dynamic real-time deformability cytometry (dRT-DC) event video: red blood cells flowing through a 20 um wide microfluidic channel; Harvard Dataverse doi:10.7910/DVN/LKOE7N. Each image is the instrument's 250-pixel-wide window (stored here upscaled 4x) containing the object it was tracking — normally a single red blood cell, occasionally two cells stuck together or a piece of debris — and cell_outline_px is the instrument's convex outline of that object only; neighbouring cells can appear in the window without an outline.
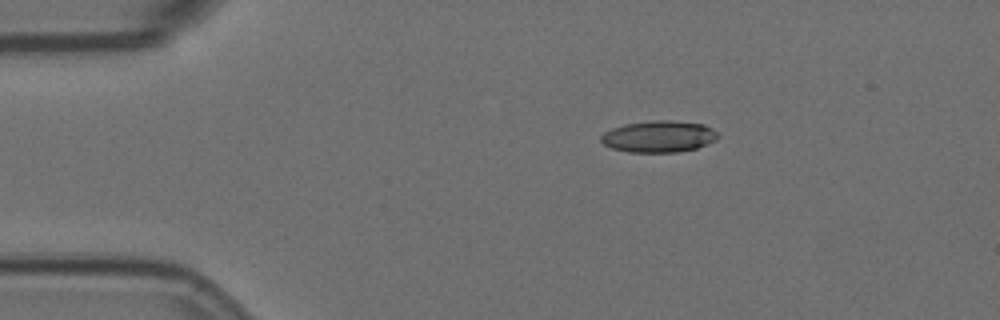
{"species": "Egyptian fruit bat (a non-hibernating species)", "species_latin": "Rousettus aegyptiacus", "temperature_condition": "room temperature", "stored_images_in_passage": 7, "camera_frame_rate_fps": 3000, "um_per_image_px": 0.085, "animal": {"sex": "female"}, "frame": {"image": 1, "passage_image": 4, "time_ms": 1.0, "image_size_px": [1000, 320], "cell_outline_px": [[716, 140], [696, 148], [676, 152], [628, 152], [612, 148], [604, 144], [600, 140], [600, 136], [604, 132], [612, 128], [624, 124], [652, 120], [672, 120], [704, 124], [712, 128], [716, 132]], "centroid_in_image_um": [55.97, 11.59], "position_along_channel_um": 29.0, "area_um2": 21.5}}
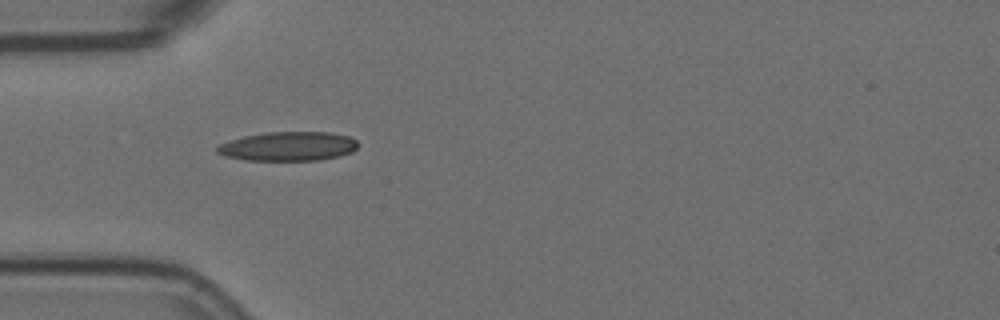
{"frame": {"image": 2, "passage_image": 6, "time_ms": 1.667, "image_size_px": [1000, 320], "cell_outline_px": [[356, 148], [352, 152], [340, 156], [320, 160], [248, 160], [224, 156], [216, 152], [216, 148], [220, 144], [228, 140], [244, 136], [268, 132], [328, 132], [348, 136], [356, 140]], "centroid_in_image_um": [24.48, 12.44], "position_along_channel_um": 60.5, "area_um2": 23.87}}
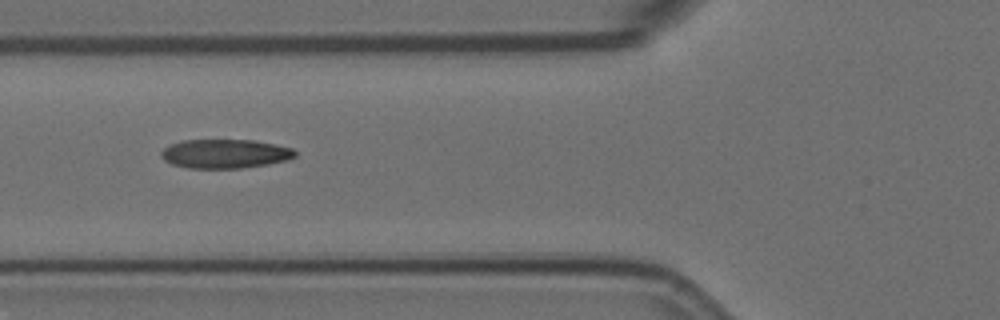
{"frame": {"image": 3, "passage_image": 7, "time_ms": 2.0, "image_size_px": [1000, 320], "cell_outline_px": [[296, 156], [288, 160], [268, 164], [240, 168], [188, 168], [172, 164], [164, 160], [160, 156], [160, 152], [164, 148], [172, 144], [184, 140], [256, 140], [276, 144], [292, 148], [296, 152]], "centroid_in_image_um": [19.14, 13.07], "position_along_channel_um": 106.7, "area_um2": 22.72}}